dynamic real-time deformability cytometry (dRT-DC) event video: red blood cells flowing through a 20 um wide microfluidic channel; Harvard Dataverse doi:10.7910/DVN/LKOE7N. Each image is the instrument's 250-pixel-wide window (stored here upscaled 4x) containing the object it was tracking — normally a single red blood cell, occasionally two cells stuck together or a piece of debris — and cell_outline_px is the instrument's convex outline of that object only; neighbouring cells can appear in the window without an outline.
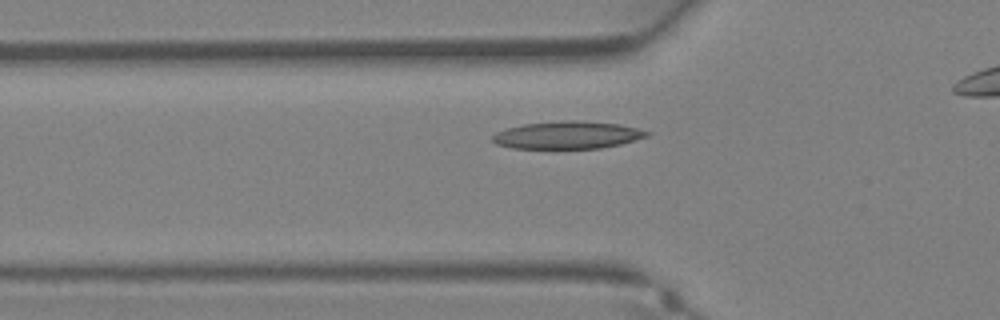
{"species": "Egyptian fruit bat (a non-hibernating species)", "species_latin": "Rousettus aegyptiacus", "temperature_condition": "warm", "stored_images_in_passage": 24, "camera_frame_rate_fps": 3000, "um_per_image_px": 0.085, "animal": {"sex": "female"}, "frame": {"image": 1, "passage_image": 6, "time_ms": 1.667, "image_size_px": [1000, 320], "cell_outline_px": [[652, 132], [648, 136], [620, 144], [600, 148], [512, 148], [496, 144], [492, 140], [492, 136], [496, 132], [508, 128], [524, 124], [560, 120], [576, 120], [620, 124]], "centroid_in_image_um": [48.24, 11.47], "position_along_channel_um": 77.6, "area_um2": 24.68}}
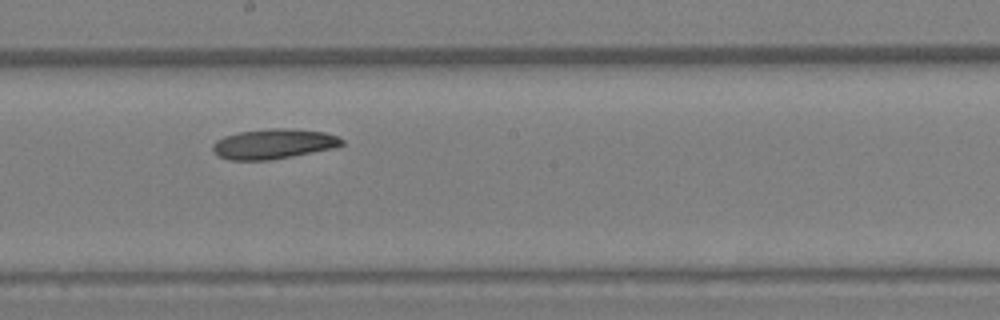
{"frame": {"image": 2, "passage_image": 14, "time_ms": 4.333, "image_size_px": [1000, 320], "cell_outline_px": [[344, 144], [332, 148], [292, 156], [268, 160], [228, 160], [212, 152], [212, 144], [216, 140], [224, 136], [240, 132], [268, 128], [292, 128], [324, 132], [336, 136], [344, 140]], "centroid_in_image_um": [23.22, 12.22], "position_along_channel_um": 225.0, "area_um2": 22.54}}
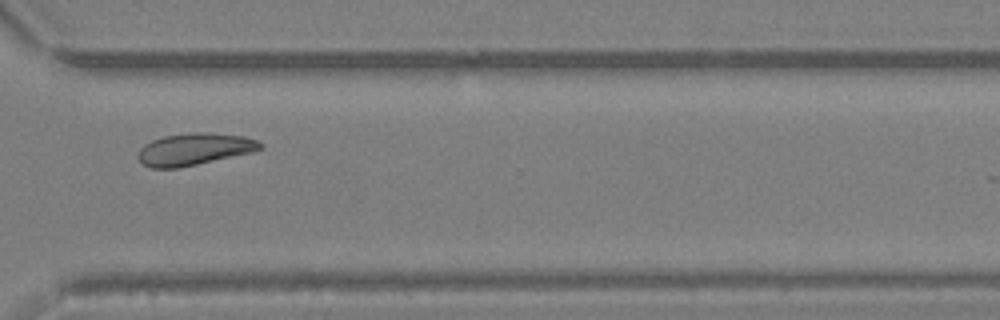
{"frame": {"image": 3, "passage_image": 21, "time_ms": 6.667, "image_size_px": [1000, 320], "cell_outline_px": [[264, 148], [252, 152], [196, 164], [176, 168], [152, 168], [144, 164], [136, 156], [140, 148], [144, 144], [152, 140], [164, 136], [200, 132], [208, 132], [244, 136], [256, 140], [264, 144]], "centroid_in_image_um": [16.52, 12.67], "position_along_channel_um": 354.1, "area_um2": 22.6}}